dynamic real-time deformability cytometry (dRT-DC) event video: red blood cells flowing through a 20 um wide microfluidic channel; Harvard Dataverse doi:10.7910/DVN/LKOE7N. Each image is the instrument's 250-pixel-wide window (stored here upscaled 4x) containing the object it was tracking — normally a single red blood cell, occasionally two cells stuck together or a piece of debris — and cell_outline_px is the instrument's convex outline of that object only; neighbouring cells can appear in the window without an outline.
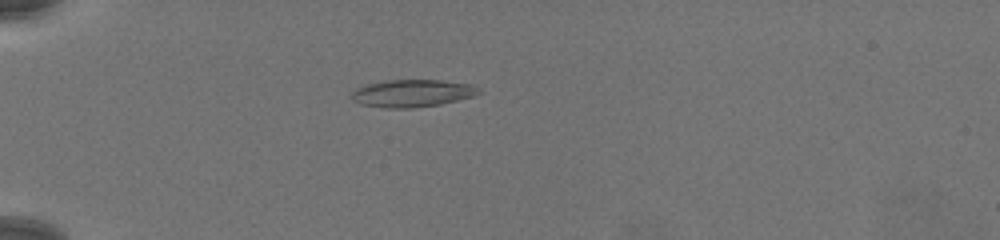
{"species": "common noctule bat (a hibernating species)", "species_latin": "Nyctalus noctula", "temperature_condition": "warm", "stored_images_in_passage": 57, "camera_frame_rate_fps": 3000, "um_per_image_px": 0.085, "animal": {"sex": "female", "body_mass_g": 19.5, "forearm_length_mm": 54.1}, "frame": {"image": 1, "passage_image": 4, "time_ms": 1.0, "image_size_px": [1000, 240], "cell_outline_px": [[484, 92], [472, 96], [440, 104], [412, 108], [384, 108], [360, 104], [352, 100], [352, 92], [356, 88], [368, 84], [388, 80], [440, 80], [472, 84], [480, 88]], "centroid_in_image_um": [35.06, 7.93], "position_along_channel_um": 49.9, "area_um2": 20.35}}
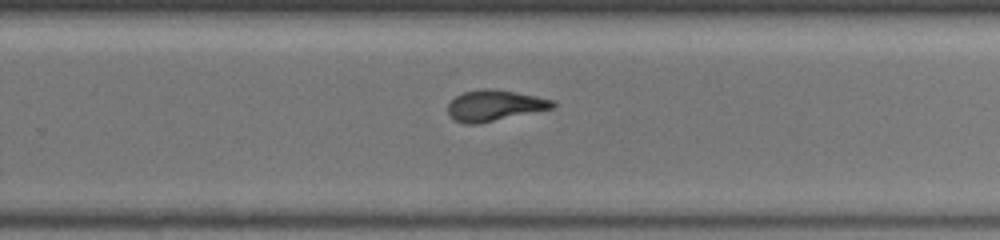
{"frame": {"image": 2, "passage_image": 33, "time_ms": 10.667, "image_size_px": [1000, 240], "cell_outline_px": [[556, 108], [476, 124], [464, 124], [452, 120], [448, 116], [448, 104], [456, 96], [464, 92], [484, 88], [492, 88], [536, 96], [556, 100]], "centroid_in_image_um": [42.05, 8.98], "position_along_channel_um": 287.8, "area_um2": 19.07}}
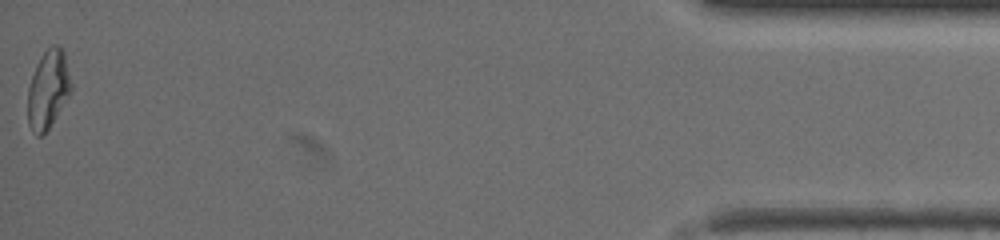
{"frame": {"image": 3, "passage_image": 57, "time_ms": 18.667, "image_size_px": [1000, 240], "cell_outline_px": [[72, 88], [68, 96], [56, 116], [48, 128], [40, 136], [36, 136], [32, 132], [28, 124], [28, 88], [36, 64], [44, 52], [52, 44], [60, 44], [64, 52], [72, 84]], "centroid_in_image_um": [4.09, 7.57], "position_along_channel_um": 431.1, "area_um2": 19.65}}